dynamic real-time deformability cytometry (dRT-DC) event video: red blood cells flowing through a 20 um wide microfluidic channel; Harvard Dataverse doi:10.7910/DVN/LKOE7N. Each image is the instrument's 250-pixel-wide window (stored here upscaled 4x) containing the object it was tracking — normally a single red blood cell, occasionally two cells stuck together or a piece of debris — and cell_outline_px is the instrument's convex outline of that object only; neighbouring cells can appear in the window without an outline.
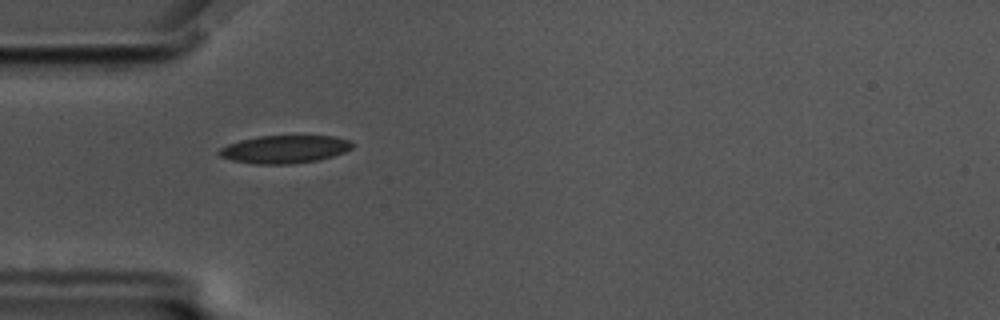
{"species": "common noctule bat (a hibernating species)", "species_latin": "Nyctalus noctula", "temperature_condition": "cold", "stored_images_in_passage": 48, "camera_frame_rate_fps": 3000, "um_per_image_px": 0.085, "animal": {"sex": "male", "body_mass_g": 17.5, "forearm_length_mm": 52.3}, "frame": {"image": 1, "passage_image": 8, "time_ms": 2.333, "image_size_px": [1000, 320], "cell_outline_px": [[356, 144], [352, 148], [344, 152], [332, 156], [316, 160], [292, 164], [256, 164], [232, 160], [220, 156], [216, 152], [220, 148], [228, 144], [240, 140], [260, 136], [336, 136], [352, 140]], "centroid_in_image_um": [24.22, 12.68], "position_along_channel_um": 60.8, "area_um2": 21.73}}
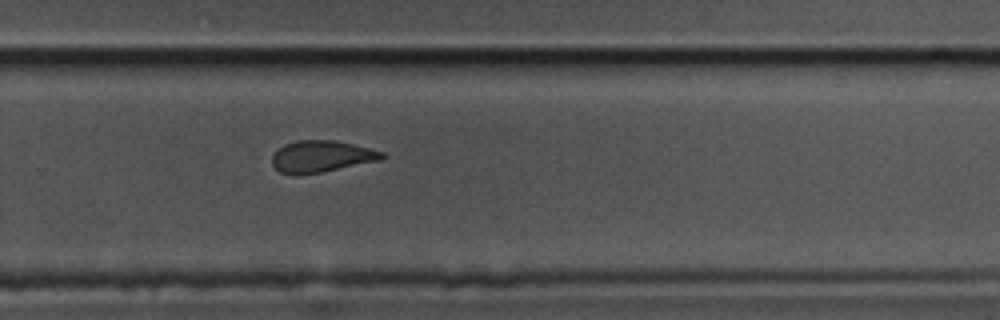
{"frame": {"image": 2, "passage_image": 29, "time_ms": 9.333, "image_size_px": [1000, 320], "cell_outline_px": [[384, 156], [380, 160], [320, 172], [296, 176], [280, 172], [272, 164], [272, 152], [284, 144], [296, 140], [336, 140], [384, 152]], "centroid_in_image_um": [27.25, 13.29], "position_along_channel_um": 302.6, "area_um2": 20.29}}
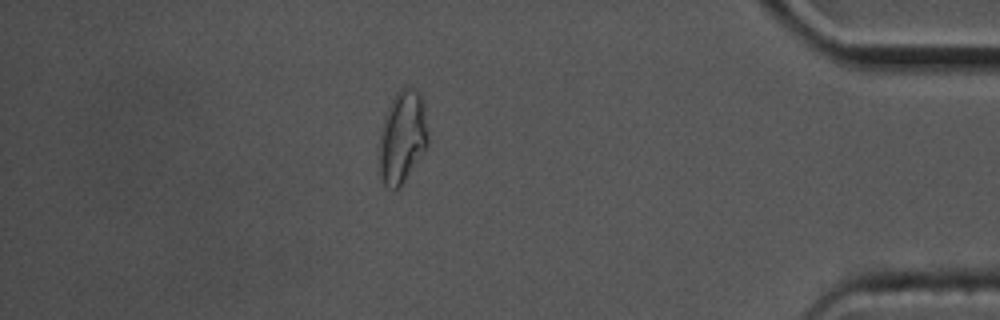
{"frame": {"image": 3, "passage_image": 41, "time_ms": 13.333, "image_size_px": [1000, 320], "cell_outline_px": [[428, 148], [400, 188], [388, 188], [380, 180], [376, 160], [376, 148], [380, 128], [384, 116], [396, 92], [400, 88], [408, 88], [420, 92], [424, 104], [428, 132]], "centroid_in_image_um": [34.15, 11.72], "position_along_channel_um": 401.0, "area_um2": 27.57}, "authors_computed_cell_mechanics": {"area_um2": 21.5016, "velocity_mm_per_s": 3.4804, "shape_relaxation_time_tau1_ms": 5.4843, "shape_relaxation_time_tau2_ms": 2.1893, "deformation_change_tau1": 0.158, "deformation_change_tau2": 0.0849}}